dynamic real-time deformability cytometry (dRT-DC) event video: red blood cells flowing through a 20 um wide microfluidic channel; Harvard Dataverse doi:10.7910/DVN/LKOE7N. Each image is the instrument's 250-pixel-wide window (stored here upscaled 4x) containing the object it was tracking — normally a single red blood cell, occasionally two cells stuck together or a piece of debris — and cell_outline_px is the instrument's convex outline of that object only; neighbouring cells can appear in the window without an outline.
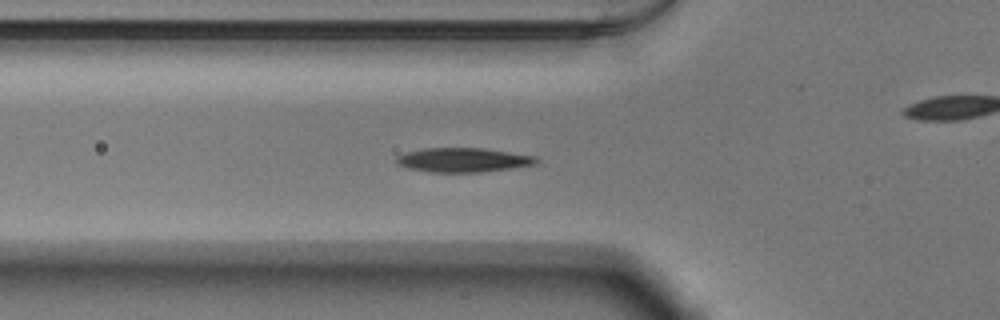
{"species": "Egyptian fruit bat (a non-hibernating species)", "species_latin": "Rousettus aegyptiacus", "temperature_condition": "warm", "stored_images_in_passage": 37, "camera_frame_rate_fps": 3000, "um_per_image_px": 0.085, "animal": {"sex": "male"}, "frame": {"image": 1, "passage_image": 2, "time_ms": 0.333, "image_size_px": [1000, 320], "cell_outline_px": [[540, 160], [536, 164], [512, 168], [480, 172], [428, 172], [408, 168], [396, 164], [396, 156], [408, 152], [424, 148], [484, 148], [536, 156]], "centroid_in_image_um": [39.38, 13.6], "position_along_channel_um": 86.4, "area_um2": 19.83}}
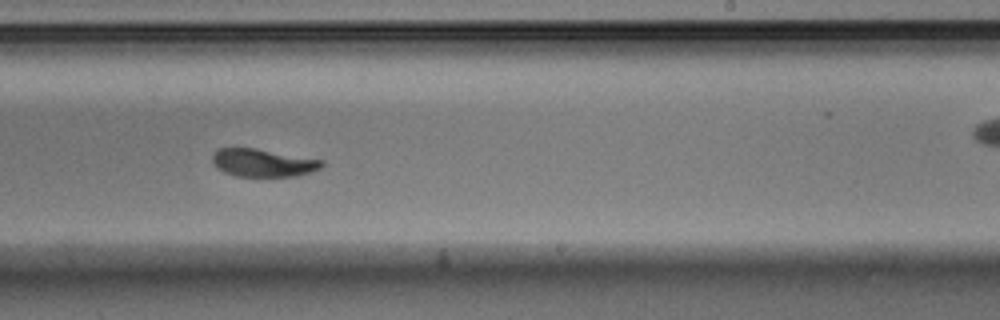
{"frame": {"image": 2, "passage_image": 16, "time_ms": 5.0, "image_size_px": [1000, 320], "cell_outline_px": [[324, 164], [320, 168], [312, 172], [296, 176], [236, 176], [224, 172], [216, 168], [212, 160], [212, 156], [220, 148], [256, 148], [324, 160]], "centroid_in_image_um": [22.37, 13.84], "position_along_channel_um": 266.6, "area_um2": 17.74}}
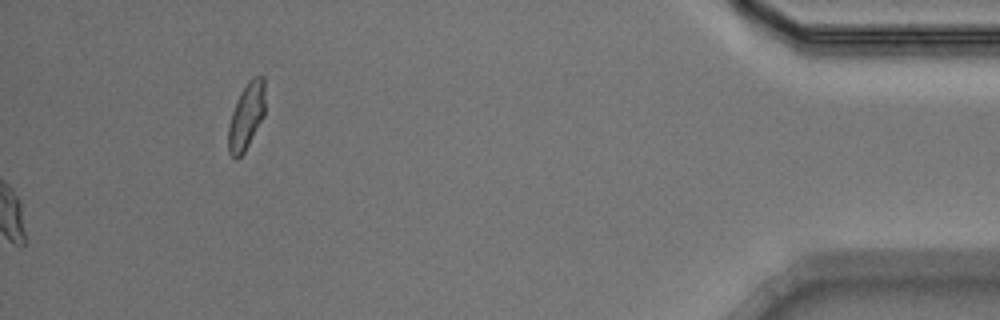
{"frame": {"image": 3, "passage_image": 37, "time_ms": 12.0, "image_size_px": [1000, 320], "cell_outline_px": [[264, 116], [244, 152], [236, 160], [228, 152], [228, 124], [232, 112], [240, 92], [248, 80], [252, 76], [264, 76]], "centroid_in_image_um": [20.93, 9.86], "position_along_channel_um": 414.3, "area_um2": 14.28}}